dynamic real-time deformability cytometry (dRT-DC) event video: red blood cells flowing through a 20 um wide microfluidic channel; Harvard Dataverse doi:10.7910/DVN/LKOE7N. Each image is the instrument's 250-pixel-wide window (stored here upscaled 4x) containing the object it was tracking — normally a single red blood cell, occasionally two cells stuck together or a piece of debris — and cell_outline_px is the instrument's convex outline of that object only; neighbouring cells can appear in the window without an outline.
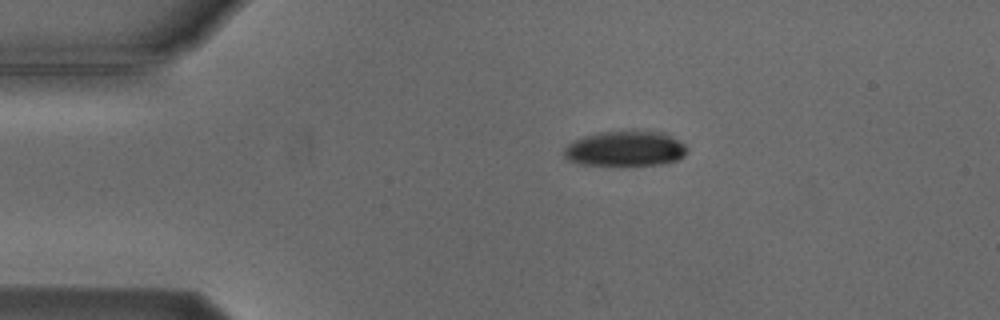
{"species": "Egyptian fruit bat (a non-hibernating species)", "species_latin": "Rousettus aegyptiacus", "temperature_condition": "cold", "stored_images_in_passage": 3, "camera_frame_rate_fps": 3000, "um_per_image_px": 0.085, "animal": {"sex": "male"}, "frame": {"image": 1, "passage_image": 1, "time_ms": 0.0, "image_size_px": [1000, 320], "cell_outline_px": [[688, 152], [684, 156], [676, 160], [660, 164], [580, 164], [568, 160], [564, 156], [564, 148], [572, 140], [584, 136], [600, 132], [632, 128], [664, 132], [684, 144], [688, 148]], "centroid_in_image_um": [53.16, 12.58], "position_along_channel_um": 31.8, "area_um2": 25.66}}
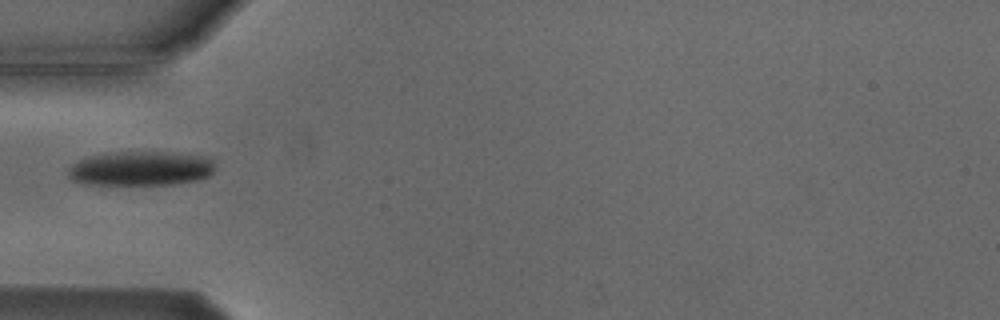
{"frame": {"image": 2, "passage_image": 3, "time_ms": 2.333, "image_size_px": [1000, 320], "cell_outline_px": [[212, 172], [208, 176], [200, 180], [172, 184], [84, 184], [72, 180], [68, 176], [68, 168], [72, 164], [88, 156], [116, 152], [172, 152], [208, 156], [212, 160]], "centroid_in_image_um": [11.96, 14.31], "position_along_channel_um": 73.0, "area_um2": 29.48}}